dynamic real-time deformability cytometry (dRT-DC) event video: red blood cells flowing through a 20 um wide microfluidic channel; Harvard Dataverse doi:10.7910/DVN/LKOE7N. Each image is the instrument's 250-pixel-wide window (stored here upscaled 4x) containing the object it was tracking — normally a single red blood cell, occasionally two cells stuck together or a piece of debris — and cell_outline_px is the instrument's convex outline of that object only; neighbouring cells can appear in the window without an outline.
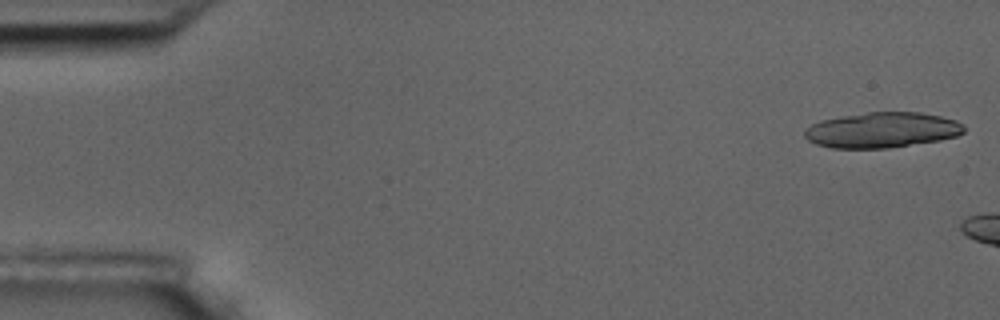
{"species": "common noctule bat (a hibernating species)", "species_latin": "Nyctalus noctula", "temperature_condition": "room temperature", "stored_images_in_passage": 5, "camera_frame_rate_fps": 3000, "um_per_image_px": 0.085, "animal": {"sex": "male", "body_mass_g": 17.5, "forearm_length_mm": 52.3}, "frame": {"image": 1, "passage_image": 1, "time_ms": 0.0, "image_size_px": [1000, 320], "cell_outline_px": [[964, 132], [956, 136], [940, 140], [888, 148], [832, 148], [816, 144], [808, 140], [804, 136], [804, 132], [812, 124], [820, 120], [840, 116], [868, 112], [920, 112], [940, 116], [956, 120], [964, 124]], "centroid_in_image_um": [74.98, 11.05], "position_along_channel_um": 10.0, "area_um2": 32.95}}